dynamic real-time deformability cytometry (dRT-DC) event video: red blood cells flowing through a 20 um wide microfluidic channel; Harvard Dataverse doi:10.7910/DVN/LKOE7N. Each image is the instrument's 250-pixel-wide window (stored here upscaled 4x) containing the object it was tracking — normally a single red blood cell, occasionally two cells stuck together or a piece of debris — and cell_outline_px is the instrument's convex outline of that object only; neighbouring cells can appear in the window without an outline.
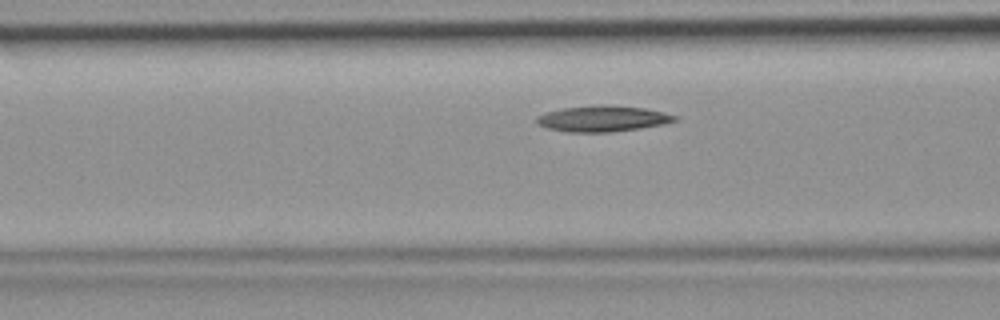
{"species": "common noctule bat (a hibernating species)", "species_latin": "Nyctalus noctula", "temperature_condition": "room temperature", "stored_images_in_passage": 38, "camera_frame_rate_fps": 3000, "um_per_image_px": 0.085, "animal": {"sex": "female", "body_mass_g": 19.9}, "frame": {"image": 1, "passage_image": 9, "time_ms": 2.667, "image_size_px": [1000, 320], "cell_outline_px": [[680, 116], [676, 120], [664, 124], [640, 128], [612, 132], [568, 132], [548, 128], [536, 124], [536, 116], [548, 112], [564, 108], [604, 104], [608, 104], [644, 108], [664, 112]], "centroid_in_image_um": [51.25, 10.08], "position_along_channel_um": 115.3, "area_um2": 20.92}}
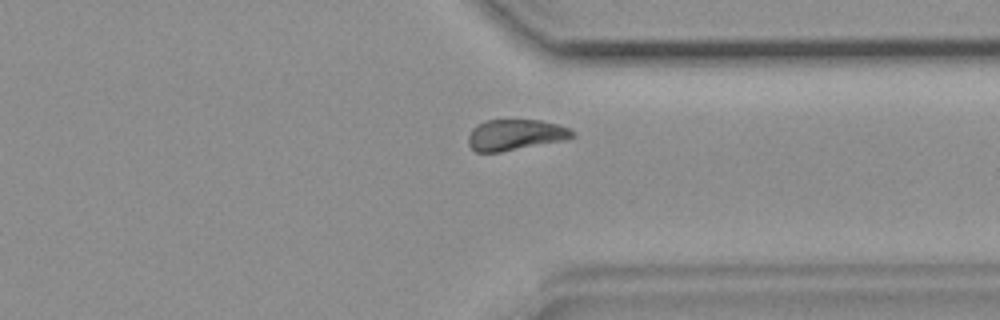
{"frame": {"image": 2, "passage_image": 27, "time_ms": 8.667, "image_size_px": [1000, 320], "cell_outline_px": [[576, 136], [568, 140], [500, 152], [476, 152], [468, 144], [468, 136], [472, 128], [476, 124], [484, 120], [540, 120], [556, 124], [568, 128], [576, 132]], "centroid_in_image_um": [43.82, 11.46], "position_along_channel_um": 367.6, "area_um2": 19.02}}
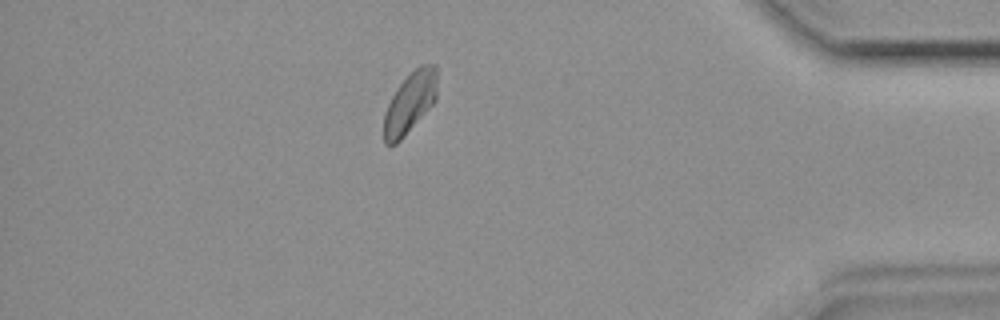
{"frame": {"image": 3, "passage_image": 32, "time_ms": 10.333, "image_size_px": [1000, 320], "cell_outline_px": [[436, 100], [400, 140], [396, 144], [384, 144], [384, 112], [396, 88], [420, 64], [436, 64]], "centroid_in_image_um": [34.83, 8.72], "position_along_channel_um": 400.4, "area_um2": 18.55}}